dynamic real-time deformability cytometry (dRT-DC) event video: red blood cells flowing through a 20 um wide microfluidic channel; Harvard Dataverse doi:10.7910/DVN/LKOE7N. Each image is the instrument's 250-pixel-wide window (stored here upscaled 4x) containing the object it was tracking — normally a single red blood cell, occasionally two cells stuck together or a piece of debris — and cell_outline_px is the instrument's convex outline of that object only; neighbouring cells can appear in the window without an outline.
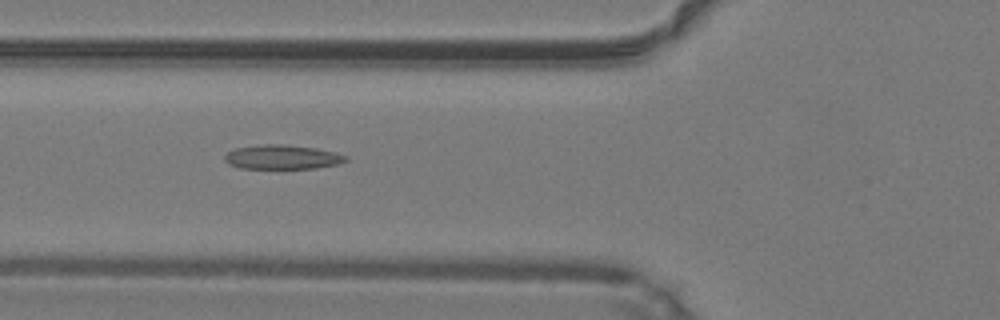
{"species": "common noctule bat (a hibernating species)", "species_latin": "Nyctalus noctula", "temperature_condition": "warm", "stored_images_in_passage": 46, "camera_frame_rate_fps": 3000, "um_per_image_px": 0.085, "animal": {"sex": "male", "body_mass_g": 19.2, "forearm_length_mm": 51.8}, "frame": {"image": 1, "passage_image": 16, "time_ms": 5.0, "image_size_px": [1000, 320], "cell_outline_px": [[348, 160], [340, 164], [316, 168], [240, 168], [228, 164], [224, 160], [224, 156], [228, 152], [236, 148], [260, 144], [284, 144], [316, 148], [336, 152], [348, 156]], "centroid_in_image_um": [24.02, 13.34], "position_along_channel_um": 101.8, "area_um2": 17.28}}
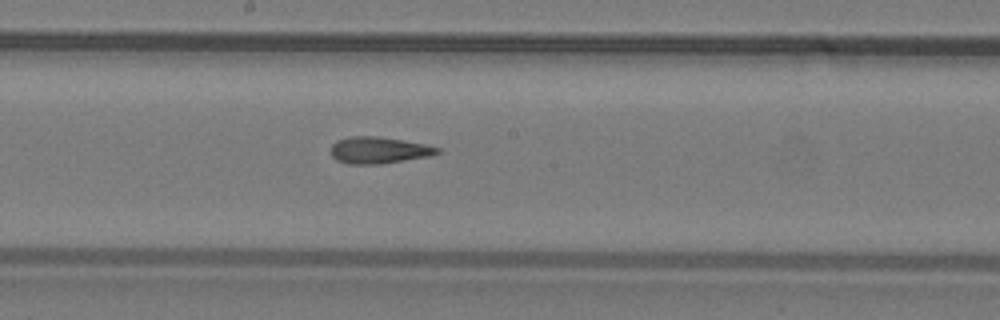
{"frame": {"image": 2, "passage_image": 24, "time_ms": 7.667, "image_size_px": [1000, 320], "cell_outline_px": [[440, 152], [432, 156], [380, 164], [348, 164], [336, 160], [332, 156], [332, 144], [336, 140], [348, 136], [380, 136], [424, 144], [440, 148]], "centroid_in_image_um": [32.19, 12.76], "position_along_channel_um": 216.0, "area_um2": 16.65}}
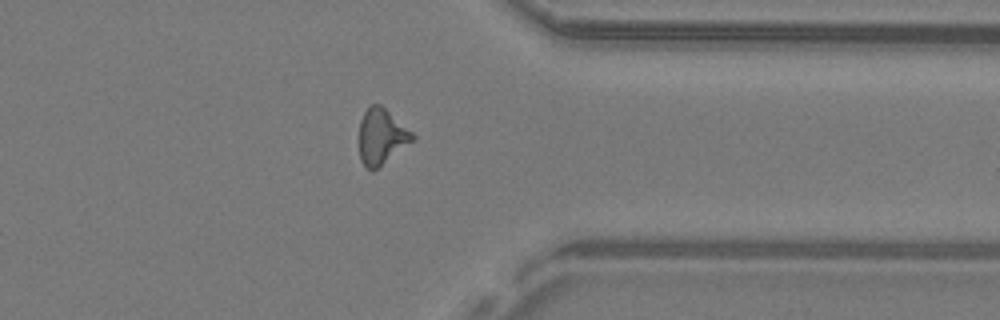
{"frame": {"image": 3, "passage_image": 36, "time_ms": 11.667, "image_size_px": [1000, 320], "cell_outline_px": [[416, 140], [372, 172], [360, 160], [360, 120], [364, 112], [372, 104], [380, 104], [412, 132], [416, 136]], "centroid_in_image_um": [32.45, 11.63], "position_along_channel_um": 378.9, "area_um2": 17.22}, "authors_computed_cell_mechanics": {"area_um2": 17.1088, "velocity_mm_per_s": 4.2581, "shape_relaxation_time_tau1_ms": null, "shape_relaxation_time_tau2_ms": 4.1149, "deformation_change_tau1": null, "deformation_change_tau2": 0.1561}}